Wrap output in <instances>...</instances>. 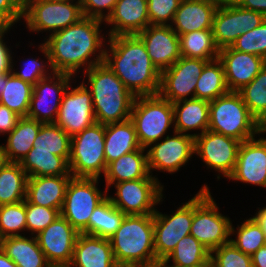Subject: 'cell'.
Here are the masks:
<instances>
[{"mask_svg": "<svg viewBox=\"0 0 266 267\" xmlns=\"http://www.w3.org/2000/svg\"><path fill=\"white\" fill-rule=\"evenodd\" d=\"M165 267H177V266H170L168 264H163ZM190 267H213V264H212V261L211 259L209 258L207 261H205L204 263L202 264H198V265H195V266H190Z\"/></svg>", "mask_w": 266, "mask_h": 267, "instance_id": "cell-58", "label": "cell"}, {"mask_svg": "<svg viewBox=\"0 0 266 267\" xmlns=\"http://www.w3.org/2000/svg\"><path fill=\"white\" fill-rule=\"evenodd\" d=\"M11 29V26L0 16V30Z\"/></svg>", "mask_w": 266, "mask_h": 267, "instance_id": "cell-59", "label": "cell"}, {"mask_svg": "<svg viewBox=\"0 0 266 267\" xmlns=\"http://www.w3.org/2000/svg\"><path fill=\"white\" fill-rule=\"evenodd\" d=\"M33 85L19 79L14 73H4V88L0 95V103L21 117L29 111Z\"/></svg>", "mask_w": 266, "mask_h": 267, "instance_id": "cell-34", "label": "cell"}, {"mask_svg": "<svg viewBox=\"0 0 266 267\" xmlns=\"http://www.w3.org/2000/svg\"><path fill=\"white\" fill-rule=\"evenodd\" d=\"M109 241L119 267H147L160 263L154 250L153 214L125 215Z\"/></svg>", "mask_w": 266, "mask_h": 267, "instance_id": "cell-4", "label": "cell"}, {"mask_svg": "<svg viewBox=\"0 0 266 267\" xmlns=\"http://www.w3.org/2000/svg\"><path fill=\"white\" fill-rule=\"evenodd\" d=\"M156 68L162 72L170 68L180 57V39L171 25H149L136 34Z\"/></svg>", "mask_w": 266, "mask_h": 267, "instance_id": "cell-21", "label": "cell"}, {"mask_svg": "<svg viewBox=\"0 0 266 267\" xmlns=\"http://www.w3.org/2000/svg\"><path fill=\"white\" fill-rule=\"evenodd\" d=\"M213 267H252L251 256L237 249L230 241L210 252Z\"/></svg>", "mask_w": 266, "mask_h": 267, "instance_id": "cell-44", "label": "cell"}, {"mask_svg": "<svg viewBox=\"0 0 266 267\" xmlns=\"http://www.w3.org/2000/svg\"><path fill=\"white\" fill-rule=\"evenodd\" d=\"M252 267H266V245L260 247L252 256Z\"/></svg>", "mask_w": 266, "mask_h": 267, "instance_id": "cell-53", "label": "cell"}, {"mask_svg": "<svg viewBox=\"0 0 266 267\" xmlns=\"http://www.w3.org/2000/svg\"><path fill=\"white\" fill-rule=\"evenodd\" d=\"M59 215L58 209L38 206L26 200V229L31 232L32 236L43 231Z\"/></svg>", "mask_w": 266, "mask_h": 267, "instance_id": "cell-46", "label": "cell"}, {"mask_svg": "<svg viewBox=\"0 0 266 267\" xmlns=\"http://www.w3.org/2000/svg\"><path fill=\"white\" fill-rule=\"evenodd\" d=\"M0 248L18 267H52L35 236H9L0 239Z\"/></svg>", "mask_w": 266, "mask_h": 267, "instance_id": "cell-29", "label": "cell"}, {"mask_svg": "<svg viewBox=\"0 0 266 267\" xmlns=\"http://www.w3.org/2000/svg\"><path fill=\"white\" fill-rule=\"evenodd\" d=\"M91 92L96 123L103 125L130 119L135 96L104 62L84 72Z\"/></svg>", "mask_w": 266, "mask_h": 267, "instance_id": "cell-3", "label": "cell"}, {"mask_svg": "<svg viewBox=\"0 0 266 267\" xmlns=\"http://www.w3.org/2000/svg\"><path fill=\"white\" fill-rule=\"evenodd\" d=\"M240 143L233 137L206 130L195 137L194 151L207 168L218 172L219 180L220 175L228 178L233 173Z\"/></svg>", "mask_w": 266, "mask_h": 267, "instance_id": "cell-14", "label": "cell"}, {"mask_svg": "<svg viewBox=\"0 0 266 267\" xmlns=\"http://www.w3.org/2000/svg\"><path fill=\"white\" fill-rule=\"evenodd\" d=\"M181 56L201 58L211 61L218 58L217 48L212 29H203L185 33L179 36Z\"/></svg>", "mask_w": 266, "mask_h": 267, "instance_id": "cell-37", "label": "cell"}, {"mask_svg": "<svg viewBox=\"0 0 266 267\" xmlns=\"http://www.w3.org/2000/svg\"><path fill=\"white\" fill-rule=\"evenodd\" d=\"M104 22L112 26L108 37L138 34L149 26L147 0H118Z\"/></svg>", "mask_w": 266, "mask_h": 267, "instance_id": "cell-23", "label": "cell"}, {"mask_svg": "<svg viewBox=\"0 0 266 267\" xmlns=\"http://www.w3.org/2000/svg\"><path fill=\"white\" fill-rule=\"evenodd\" d=\"M74 76L54 72L52 76L40 79L33 86L29 111L26 117L42 123H54L62 101V96Z\"/></svg>", "mask_w": 266, "mask_h": 267, "instance_id": "cell-18", "label": "cell"}, {"mask_svg": "<svg viewBox=\"0 0 266 267\" xmlns=\"http://www.w3.org/2000/svg\"><path fill=\"white\" fill-rule=\"evenodd\" d=\"M217 8L216 4L208 0H181L171 24L172 29L179 36L193 31L212 29Z\"/></svg>", "mask_w": 266, "mask_h": 267, "instance_id": "cell-25", "label": "cell"}, {"mask_svg": "<svg viewBox=\"0 0 266 267\" xmlns=\"http://www.w3.org/2000/svg\"><path fill=\"white\" fill-rule=\"evenodd\" d=\"M180 2L181 0H147L149 25H171Z\"/></svg>", "mask_w": 266, "mask_h": 267, "instance_id": "cell-47", "label": "cell"}, {"mask_svg": "<svg viewBox=\"0 0 266 267\" xmlns=\"http://www.w3.org/2000/svg\"><path fill=\"white\" fill-rule=\"evenodd\" d=\"M147 267H165L161 262L155 265L147 266Z\"/></svg>", "mask_w": 266, "mask_h": 267, "instance_id": "cell-62", "label": "cell"}, {"mask_svg": "<svg viewBox=\"0 0 266 267\" xmlns=\"http://www.w3.org/2000/svg\"><path fill=\"white\" fill-rule=\"evenodd\" d=\"M213 4H216L219 6H225V5H233L237 4L240 0H208Z\"/></svg>", "mask_w": 266, "mask_h": 267, "instance_id": "cell-57", "label": "cell"}, {"mask_svg": "<svg viewBox=\"0 0 266 267\" xmlns=\"http://www.w3.org/2000/svg\"><path fill=\"white\" fill-rule=\"evenodd\" d=\"M48 1H53V2H75V0H48ZM78 2H81V0H77Z\"/></svg>", "mask_w": 266, "mask_h": 267, "instance_id": "cell-61", "label": "cell"}, {"mask_svg": "<svg viewBox=\"0 0 266 267\" xmlns=\"http://www.w3.org/2000/svg\"><path fill=\"white\" fill-rule=\"evenodd\" d=\"M3 88H4V73H0V95L2 93Z\"/></svg>", "mask_w": 266, "mask_h": 267, "instance_id": "cell-60", "label": "cell"}, {"mask_svg": "<svg viewBox=\"0 0 266 267\" xmlns=\"http://www.w3.org/2000/svg\"><path fill=\"white\" fill-rule=\"evenodd\" d=\"M43 123L21 117L10 131L4 146L9 162L20 163L33 147V143Z\"/></svg>", "mask_w": 266, "mask_h": 267, "instance_id": "cell-31", "label": "cell"}, {"mask_svg": "<svg viewBox=\"0 0 266 267\" xmlns=\"http://www.w3.org/2000/svg\"><path fill=\"white\" fill-rule=\"evenodd\" d=\"M229 91L238 92L249 84L266 64V60L258 55L240 52L226 47L219 50Z\"/></svg>", "mask_w": 266, "mask_h": 267, "instance_id": "cell-22", "label": "cell"}, {"mask_svg": "<svg viewBox=\"0 0 266 267\" xmlns=\"http://www.w3.org/2000/svg\"><path fill=\"white\" fill-rule=\"evenodd\" d=\"M106 41L104 63L124 86L135 97L157 95L161 72L150 59L143 41L136 34L108 37Z\"/></svg>", "mask_w": 266, "mask_h": 267, "instance_id": "cell-2", "label": "cell"}, {"mask_svg": "<svg viewBox=\"0 0 266 267\" xmlns=\"http://www.w3.org/2000/svg\"><path fill=\"white\" fill-rule=\"evenodd\" d=\"M26 229V199L0 206V239L21 235Z\"/></svg>", "mask_w": 266, "mask_h": 267, "instance_id": "cell-42", "label": "cell"}, {"mask_svg": "<svg viewBox=\"0 0 266 267\" xmlns=\"http://www.w3.org/2000/svg\"><path fill=\"white\" fill-rule=\"evenodd\" d=\"M68 267H119L109 239L79 233Z\"/></svg>", "mask_w": 266, "mask_h": 267, "instance_id": "cell-24", "label": "cell"}, {"mask_svg": "<svg viewBox=\"0 0 266 267\" xmlns=\"http://www.w3.org/2000/svg\"><path fill=\"white\" fill-rule=\"evenodd\" d=\"M139 148L142 147L139 144L134 124L130 119L105 125L104 153L107 165Z\"/></svg>", "mask_w": 266, "mask_h": 267, "instance_id": "cell-30", "label": "cell"}, {"mask_svg": "<svg viewBox=\"0 0 266 267\" xmlns=\"http://www.w3.org/2000/svg\"><path fill=\"white\" fill-rule=\"evenodd\" d=\"M238 92L250 114L266 129V64L258 75Z\"/></svg>", "mask_w": 266, "mask_h": 267, "instance_id": "cell-39", "label": "cell"}, {"mask_svg": "<svg viewBox=\"0 0 266 267\" xmlns=\"http://www.w3.org/2000/svg\"><path fill=\"white\" fill-rule=\"evenodd\" d=\"M209 258L210 251L189 234L177 243L175 249L161 263L168 264L172 260L171 266L190 267L202 264Z\"/></svg>", "mask_w": 266, "mask_h": 267, "instance_id": "cell-40", "label": "cell"}, {"mask_svg": "<svg viewBox=\"0 0 266 267\" xmlns=\"http://www.w3.org/2000/svg\"><path fill=\"white\" fill-rule=\"evenodd\" d=\"M237 4L242 8L260 12L266 16V0H240Z\"/></svg>", "mask_w": 266, "mask_h": 267, "instance_id": "cell-52", "label": "cell"}, {"mask_svg": "<svg viewBox=\"0 0 266 267\" xmlns=\"http://www.w3.org/2000/svg\"><path fill=\"white\" fill-rule=\"evenodd\" d=\"M0 267H18L0 248Z\"/></svg>", "mask_w": 266, "mask_h": 267, "instance_id": "cell-55", "label": "cell"}, {"mask_svg": "<svg viewBox=\"0 0 266 267\" xmlns=\"http://www.w3.org/2000/svg\"><path fill=\"white\" fill-rule=\"evenodd\" d=\"M253 218L257 221V223L261 226V229L266 234V206L261 209L259 208Z\"/></svg>", "mask_w": 266, "mask_h": 267, "instance_id": "cell-54", "label": "cell"}, {"mask_svg": "<svg viewBox=\"0 0 266 267\" xmlns=\"http://www.w3.org/2000/svg\"><path fill=\"white\" fill-rule=\"evenodd\" d=\"M98 180V178L72 177L67 185L60 215L79 233L87 234V225L92 212L108 197L106 189L104 192L98 189Z\"/></svg>", "mask_w": 266, "mask_h": 267, "instance_id": "cell-10", "label": "cell"}, {"mask_svg": "<svg viewBox=\"0 0 266 267\" xmlns=\"http://www.w3.org/2000/svg\"><path fill=\"white\" fill-rule=\"evenodd\" d=\"M85 83L76 88L68 86L54 122L71 137L96 123L91 92Z\"/></svg>", "mask_w": 266, "mask_h": 267, "instance_id": "cell-16", "label": "cell"}, {"mask_svg": "<svg viewBox=\"0 0 266 267\" xmlns=\"http://www.w3.org/2000/svg\"><path fill=\"white\" fill-rule=\"evenodd\" d=\"M81 2H53L48 0H23L26 28L31 32L63 30L83 18Z\"/></svg>", "mask_w": 266, "mask_h": 267, "instance_id": "cell-9", "label": "cell"}, {"mask_svg": "<svg viewBox=\"0 0 266 267\" xmlns=\"http://www.w3.org/2000/svg\"><path fill=\"white\" fill-rule=\"evenodd\" d=\"M208 185L193 197V221L190 234L210 252L230 242V218L219 211Z\"/></svg>", "mask_w": 266, "mask_h": 267, "instance_id": "cell-6", "label": "cell"}, {"mask_svg": "<svg viewBox=\"0 0 266 267\" xmlns=\"http://www.w3.org/2000/svg\"><path fill=\"white\" fill-rule=\"evenodd\" d=\"M28 177L72 175L68 162L51 151H34L30 149L20 162Z\"/></svg>", "mask_w": 266, "mask_h": 267, "instance_id": "cell-32", "label": "cell"}, {"mask_svg": "<svg viewBox=\"0 0 266 267\" xmlns=\"http://www.w3.org/2000/svg\"><path fill=\"white\" fill-rule=\"evenodd\" d=\"M71 136L55 123H43L34 140V151H51L67 162L71 153Z\"/></svg>", "mask_w": 266, "mask_h": 267, "instance_id": "cell-38", "label": "cell"}, {"mask_svg": "<svg viewBox=\"0 0 266 267\" xmlns=\"http://www.w3.org/2000/svg\"><path fill=\"white\" fill-rule=\"evenodd\" d=\"M244 221L240 226L237 225V230L231 224V236L235 233L237 236L230 241L237 249L252 256L260 247L266 245V234L253 217Z\"/></svg>", "mask_w": 266, "mask_h": 267, "instance_id": "cell-41", "label": "cell"}, {"mask_svg": "<svg viewBox=\"0 0 266 267\" xmlns=\"http://www.w3.org/2000/svg\"><path fill=\"white\" fill-rule=\"evenodd\" d=\"M174 109V131L196 137L208 130L209 101L203 99H184L172 103ZM201 131L190 134L189 131Z\"/></svg>", "mask_w": 266, "mask_h": 267, "instance_id": "cell-27", "label": "cell"}, {"mask_svg": "<svg viewBox=\"0 0 266 267\" xmlns=\"http://www.w3.org/2000/svg\"><path fill=\"white\" fill-rule=\"evenodd\" d=\"M103 22L83 17L71 26L49 34L48 39L45 38L43 44L49 52L54 72L74 76L83 67L82 70L85 72L94 65L104 62L103 45H106V39L100 29Z\"/></svg>", "mask_w": 266, "mask_h": 267, "instance_id": "cell-1", "label": "cell"}, {"mask_svg": "<svg viewBox=\"0 0 266 267\" xmlns=\"http://www.w3.org/2000/svg\"><path fill=\"white\" fill-rule=\"evenodd\" d=\"M125 214L117 209L107 197L92 212L87 234L109 239L120 227Z\"/></svg>", "mask_w": 266, "mask_h": 267, "instance_id": "cell-36", "label": "cell"}, {"mask_svg": "<svg viewBox=\"0 0 266 267\" xmlns=\"http://www.w3.org/2000/svg\"><path fill=\"white\" fill-rule=\"evenodd\" d=\"M0 16L12 27L23 19V0H0Z\"/></svg>", "mask_w": 266, "mask_h": 267, "instance_id": "cell-49", "label": "cell"}, {"mask_svg": "<svg viewBox=\"0 0 266 267\" xmlns=\"http://www.w3.org/2000/svg\"><path fill=\"white\" fill-rule=\"evenodd\" d=\"M173 136L166 135L164 140L151 144L147 150L148 169L162 170L173 174L189 162L195 154V137L189 134L175 132ZM152 170V171H151Z\"/></svg>", "mask_w": 266, "mask_h": 267, "instance_id": "cell-17", "label": "cell"}, {"mask_svg": "<svg viewBox=\"0 0 266 267\" xmlns=\"http://www.w3.org/2000/svg\"><path fill=\"white\" fill-rule=\"evenodd\" d=\"M207 62L201 58L181 56L170 68L161 72L158 94L171 103L194 98L198 77Z\"/></svg>", "mask_w": 266, "mask_h": 267, "instance_id": "cell-15", "label": "cell"}, {"mask_svg": "<svg viewBox=\"0 0 266 267\" xmlns=\"http://www.w3.org/2000/svg\"><path fill=\"white\" fill-rule=\"evenodd\" d=\"M4 145H0V170L8 163Z\"/></svg>", "mask_w": 266, "mask_h": 267, "instance_id": "cell-56", "label": "cell"}, {"mask_svg": "<svg viewBox=\"0 0 266 267\" xmlns=\"http://www.w3.org/2000/svg\"><path fill=\"white\" fill-rule=\"evenodd\" d=\"M8 31H10V29L0 30V73H9L14 70L13 56H11L12 51L7 47L6 42H4L3 39L5 37V33L7 34Z\"/></svg>", "mask_w": 266, "mask_h": 267, "instance_id": "cell-51", "label": "cell"}, {"mask_svg": "<svg viewBox=\"0 0 266 267\" xmlns=\"http://www.w3.org/2000/svg\"><path fill=\"white\" fill-rule=\"evenodd\" d=\"M266 188V138L249 139L240 143L233 173L228 177Z\"/></svg>", "mask_w": 266, "mask_h": 267, "instance_id": "cell-20", "label": "cell"}, {"mask_svg": "<svg viewBox=\"0 0 266 267\" xmlns=\"http://www.w3.org/2000/svg\"><path fill=\"white\" fill-rule=\"evenodd\" d=\"M79 232L59 215L35 238L52 267H68Z\"/></svg>", "mask_w": 266, "mask_h": 267, "instance_id": "cell-19", "label": "cell"}, {"mask_svg": "<svg viewBox=\"0 0 266 267\" xmlns=\"http://www.w3.org/2000/svg\"><path fill=\"white\" fill-rule=\"evenodd\" d=\"M118 0H81L84 17L105 21L112 14ZM104 10H107V12Z\"/></svg>", "mask_w": 266, "mask_h": 267, "instance_id": "cell-48", "label": "cell"}, {"mask_svg": "<svg viewBox=\"0 0 266 267\" xmlns=\"http://www.w3.org/2000/svg\"><path fill=\"white\" fill-rule=\"evenodd\" d=\"M105 125L95 123L72 136L69 170L75 178H100L107 164L104 153Z\"/></svg>", "mask_w": 266, "mask_h": 267, "instance_id": "cell-8", "label": "cell"}, {"mask_svg": "<svg viewBox=\"0 0 266 267\" xmlns=\"http://www.w3.org/2000/svg\"><path fill=\"white\" fill-rule=\"evenodd\" d=\"M231 48L240 52L258 55L266 60V19L258 27L240 35Z\"/></svg>", "mask_w": 266, "mask_h": 267, "instance_id": "cell-43", "label": "cell"}, {"mask_svg": "<svg viewBox=\"0 0 266 267\" xmlns=\"http://www.w3.org/2000/svg\"><path fill=\"white\" fill-rule=\"evenodd\" d=\"M130 120L133 122L139 144L148 147L163 139L174 123V109L170 101L159 94L134 98Z\"/></svg>", "mask_w": 266, "mask_h": 267, "instance_id": "cell-7", "label": "cell"}, {"mask_svg": "<svg viewBox=\"0 0 266 267\" xmlns=\"http://www.w3.org/2000/svg\"><path fill=\"white\" fill-rule=\"evenodd\" d=\"M38 47H39L38 49L41 50V52L44 54V57L47 59V62H44L43 60L39 61L38 58L37 59L30 58L29 61H26L23 64V66H21L22 67L21 71L12 70V73H14L19 79H22L23 81L28 82L32 84L33 86L40 79H43L44 77H47V76H51L54 73V70L52 68L51 61H50L49 52L46 46L42 43ZM46 68H49V70ZM49 71L50 73H48Z\"/></svg>", "mask_w": 266, "mask_h": 267, "instance_id": "cell-45", "label": "cell"}, {"mask_svg": "<svg viewBox=\"0 0 266 267\" xmlns=\"http://www.w3.org/2000/svg\"><path fill=\"white\" fill-rule=\"evenodd\" d=\"M227 92L229 89L221 61L218 58L208 61L198 77L194 98L210 102Z\"/></svg>", "mask_w": 266, "mask_h": 267, "instance_id": "cell-35", "label": "cell"}, {"mask_svg": "<svg viewBox=\"0 0 266 267\" xmlns=\"http://www.w3.org/2000/svg\"><path fill=\"white\" fill-rule=\"evenodd\" d=\"M116 196L109 195L112 204L125 215L154 214L163 200L164 186L158 178H141L114 183Z\"/></svg>", "mask_w": 266, "mask_h": 267, "instance_id": "cell-11", "label": "cell"}, {"mask_svg": "<svg viewBox=\"0 0 266 267\" xmlns=\"http://www.w3.org/2000/svg\"><path fill=\"white\" fill-rule=\"evenodd\" d=\"M28 176L20 163L8 162L0 170V206L26 199Z\"/></svg>", "mask_w": 266, "mask_h": 267, "instance_id": "cell-33", "label": "cell"}, {"mask_svg": "<svg viewBox=\"0 0 266 267\" xmlns=\"http://www.w3.org/2000/svg\"><path fill=\"white\" fill-rule=\"evenodd\" d=\"M144 151H146L145 148H139L107 165L106 173L103 175L107 191L114 183L141 178H156L152 174L150 175L147 152L144 154Z\"/></svg>", "mask_w": 266, "mask_h": 267, "instance_id": "cell-28", "label": "cell"}, {"mask_svg": "<svg viewBox=\"0 0 266 267\" xmlns=\"http://www.w3.org/2000/svg\"><path fill=\"white\" fill-rule=\"evenodd\" d=\"M72 175L28 177L26 200L38 206L61 211Z\"/></svg>", "mask_w": 266, "mask_h": 267, "instance_id": "cell-26", "label": "cell"}, {"mask_svg": "<svg viewBox=\"0 0 266 267\" xmlns=\"http://www.w3.org/2000/svg\"><path fill=\"white\" fill-rule=\"evenodd\" d=\"M182 204L172 215L162 214L157 209L153 214L154 250L159 262H163L175 249L177 243L190 234L193 221V198Z\"/></svg>", "mask_w": 266, "mask_h": 267, "instance_id": "cell-12", "label": "cell"}, {"mask_svg": "<svg viewBox=\"0 0 266 267\" xmlns=\"http://www.w3.org/2000/svg\"><path fill=\"white\" fill-rule=\"evenodd\" d=\"M266 16L238 4L219 6L213 19V37L219 50L231 47L242 34L261 25Z\"/></svg>", "mask_w": 266, "mask_h": 267, "instance_id": "cell-13", "label": "cell"}, {"mask_svg": "<svg viewBox=\"0 0 266 267\" xmlns=\"http://www.w3.org/2000/svg\"><path fill=\"white\" fill-rule=\"evenodd\" d=\"M20 118L21 116L0 103V134L8 135Z\"/></svg>", "mask_w": 266, "mask_h": 267, "instance_id": "cell-50", "label": "cell"}, {"mask_svg": "<svg viewBox=\"0 0 266 267\" xmlns=\"http://www.w3.org/2000/svg\"><path fill=\"white\" fill-rule=\"evenodd\" d=\"M208 130L233 137L240 142L266 133L250 114L239 92L229 91L209 102Z\"/></svg>", "mask_w": 266, "mask_h": 267, "instance_id": "cell-5", "label": "cell"}]
</instances>
